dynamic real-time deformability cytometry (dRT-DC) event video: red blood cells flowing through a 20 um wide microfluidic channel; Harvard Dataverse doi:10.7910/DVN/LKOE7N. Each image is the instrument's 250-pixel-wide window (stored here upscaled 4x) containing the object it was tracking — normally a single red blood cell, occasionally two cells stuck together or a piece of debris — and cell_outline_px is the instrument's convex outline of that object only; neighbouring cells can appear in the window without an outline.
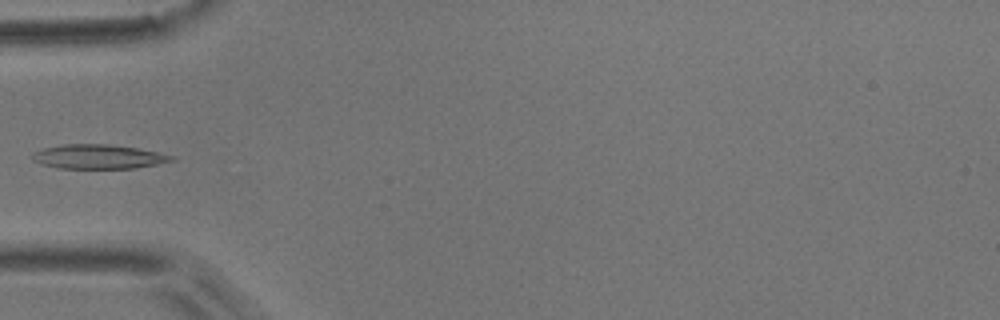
{"species": "common noctule bat (a hibernating species)", "species_latin": "Nyctalus noctula", "temperature_condition": "room temperature", "stored_images_in_passage": 6, "camera_frame_rate_fps": 3000, "um_per_image_px": 0.085, "animal": {"sex": "male", "body_mass_g": 17.9}, "frame": {"image": 1, "passage_image": 6, "time_ms": 1.667, "image_size_px": [1000, 320], "cell_outline_px": [[176, 160], [136, 168], [60, 168], [44, 164], [32, 160], [32, 152], [44, 148], [64, 144], [108, 144], [136, 148], [176, 156]], "centroid_in_image_um": [8.37, 13.31], "position_along_channel_um": 76.6, "area_um2": 19.54}}